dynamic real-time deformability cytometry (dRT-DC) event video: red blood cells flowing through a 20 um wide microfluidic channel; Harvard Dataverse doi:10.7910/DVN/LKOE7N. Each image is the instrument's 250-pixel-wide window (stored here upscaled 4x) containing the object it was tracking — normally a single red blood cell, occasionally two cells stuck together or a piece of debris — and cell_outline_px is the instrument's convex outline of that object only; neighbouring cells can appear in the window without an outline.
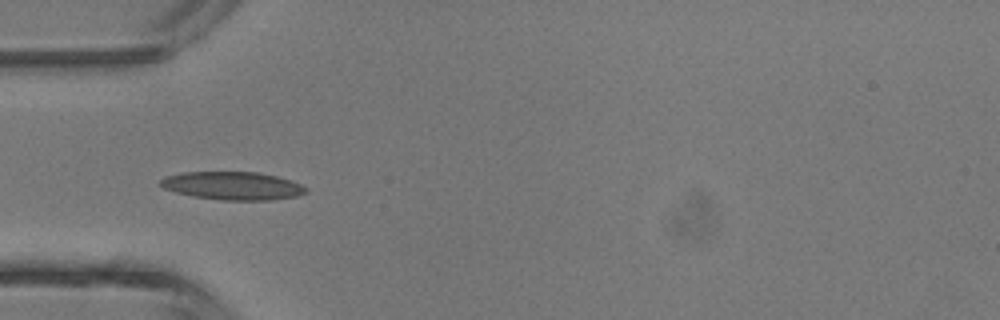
{"species": "common noctule bat (a hibernating species)", "species_latin": "Nyctalus noctula", "temperature_condition": "room temperature", "stored_images_in_passage": 4, "camera_frame_rate_fps": 3000, "um_per_image_px": 0.085, "animal": {"sex": "male", "body_mass_g": 13.3}, "frame": {"image": 1, "passage_image": 3, "time_ms": 2.333, "image_size_px": [1000, 320], "cell_outline_px": [[308, 192], [296, 196], [272, 200], [220, 200], [192, 196], [176, 192], [164, 188], [160, 184], [160, 180], [164, 176], [184, 172], [260, 172], [276, 176], [300, 184], [308, 188]], "centroid_in_image_um": [19.77, 15.79], "position_along_channel_um": 65.2, "area_um2": 23.81}}
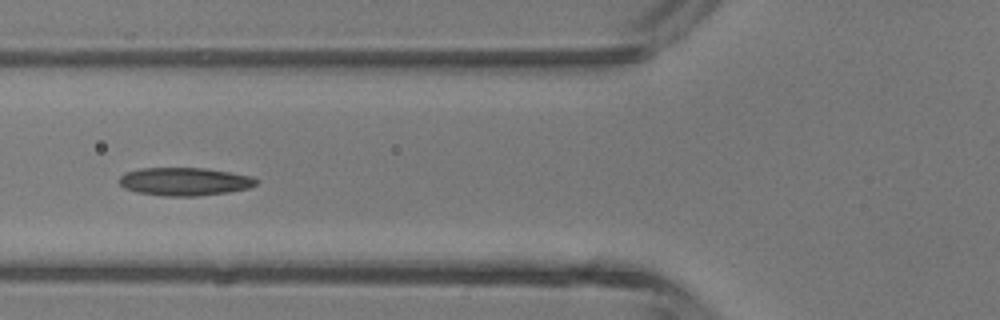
{"frame": {"image": 2, "passage_image": 4, "time_ms": 3.333, "image_size_px": [1000, 320], "cell_outline_px": [[260, 180], [256, 184], [248, 188], [228, 192], [196, 196], [164, 196], [136, 192], [124, 188], [116, 180], [124, 172], [140, 168], [204, 168], [252, 176]], "centroid_in_image_um": [15.64, 15.43], "position_along_channel_um": 110.2, "area_um2": 22.54}}